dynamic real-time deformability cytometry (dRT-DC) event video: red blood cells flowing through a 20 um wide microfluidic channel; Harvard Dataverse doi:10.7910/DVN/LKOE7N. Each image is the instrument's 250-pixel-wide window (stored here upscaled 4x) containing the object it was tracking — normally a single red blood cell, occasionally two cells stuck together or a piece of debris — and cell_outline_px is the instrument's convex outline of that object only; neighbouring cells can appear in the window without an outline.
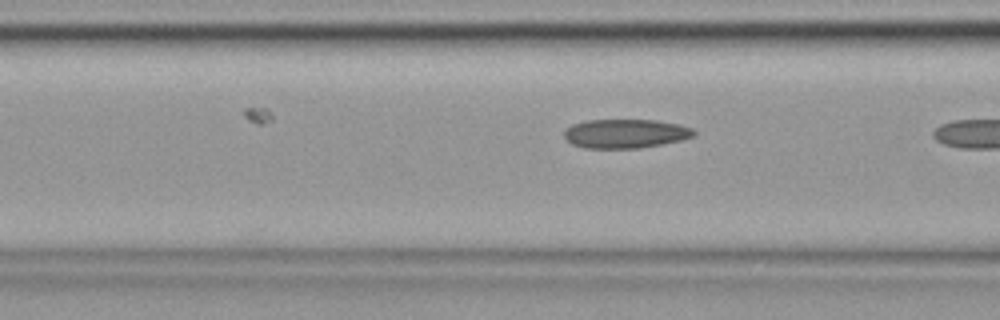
{"species": "common noctule bat (a hibernating species)", "species_latin": "Nyctalus noctula", "temperature_condition": "cold", "stored_images_in_passage": 6, "camera_frame_rate_fps": 3000, "um_per_image_px": 0.085, "animal": {"sex": "female", "body_mass_g": 19.9}, "frame": {"image": 1, "passage_image": 5, "time_ms": 1.333, "image_size_px": [1000, 320], "cell_outline_px": [[696, 136], [680, 140], [640, 148], [584, 148], [572, 144], [564, 136], [564, 132], [572, 124], [588, 120], [656, 120], [680, 124], [692, 128], [696, 132]], "centroid_in_image_um": [53.19, 11.35], "position_along_channel_um": 113.4, "area_um2": 21.91}}